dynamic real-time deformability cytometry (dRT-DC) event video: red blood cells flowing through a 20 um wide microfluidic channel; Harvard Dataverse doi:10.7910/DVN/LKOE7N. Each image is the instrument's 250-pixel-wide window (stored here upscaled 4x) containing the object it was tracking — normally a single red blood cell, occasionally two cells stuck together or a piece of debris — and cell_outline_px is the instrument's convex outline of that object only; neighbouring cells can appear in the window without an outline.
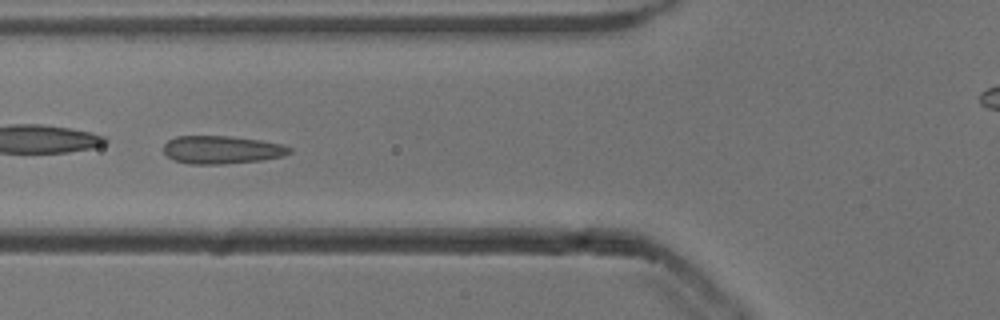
{"species": "common noctule bat (a hibernating species)", "species_latin": "Nyctalus noctula", "temperature_condition": "cold", "stored_images_in_passage": 27, "camera_frame_rate_fps": 3000, "um_per_image_px": 0.085, "animal": {"sex": "male", "body_mass_g": 13.3}, "frame": {"image": 1, "passage_image": 20, "time_ms": 6.333, "image_size_px": [1000, 320], "cell_outline_px": [[292, 152], [284, 156], [260, 160], [224, 164], [188, 164], [172, 160], [164, 152], [164, 144], [168, 140], [176, 136], [232, 136], [260, 140], [284, 144], [292, 148]], "centroid_in_image_um": [18.86, 12.73], "position_along_channel_um": 106.9, "area_um2": 20.75}}